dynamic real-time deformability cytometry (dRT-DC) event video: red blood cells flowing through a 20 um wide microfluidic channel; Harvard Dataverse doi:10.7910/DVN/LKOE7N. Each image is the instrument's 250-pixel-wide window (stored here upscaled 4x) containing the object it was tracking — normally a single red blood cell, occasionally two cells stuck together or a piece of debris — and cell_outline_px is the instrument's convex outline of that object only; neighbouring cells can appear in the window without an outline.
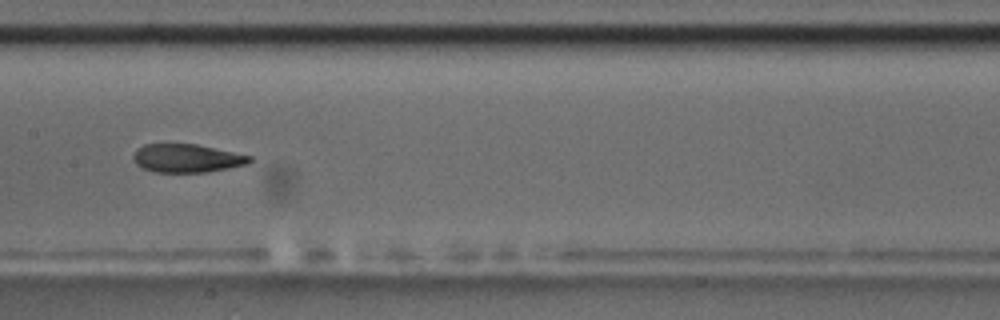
{"species": "common noctule bat (a hibernating species)", "species_latin": "Nyctalus noctula", "temperature_condition": "room temperature", "stored_images_in_passage": 12, "camera_frame_rate_fps": 3000, "um_per_image_px": 0.085, "animal": {"sex": "male", "body_mass_g": 17.5, "forearm_length_mm": 52.3}, "frame": {"image": 1, "passage_image": 7, "time_ms": 8.0, "image_size_px": [1000, 320], "cell_outline_px": [[252, 160], [248, 164], [228, 168], [204, 172], [152, 172], [136, 164], [132, 156], [136, 148], [144, 144], [196, 144], [252, 156]], "centroid_in_image_um": [15.86, 13.45], "position_along_channel_um": 191.5, "area_um2": 19.19}, "authors_computed_cell_mechanics": {"area_um2": 20.2011, "velocity_mm_per_s": 3.4994, "shape_relaxation_time_tau1_ms": 7.3154, "shape_relaxation_time_tau2_ms": 1.8005, "deformation_change_tau1": 0.1682, "deformation_change_tau2": 0.065}}